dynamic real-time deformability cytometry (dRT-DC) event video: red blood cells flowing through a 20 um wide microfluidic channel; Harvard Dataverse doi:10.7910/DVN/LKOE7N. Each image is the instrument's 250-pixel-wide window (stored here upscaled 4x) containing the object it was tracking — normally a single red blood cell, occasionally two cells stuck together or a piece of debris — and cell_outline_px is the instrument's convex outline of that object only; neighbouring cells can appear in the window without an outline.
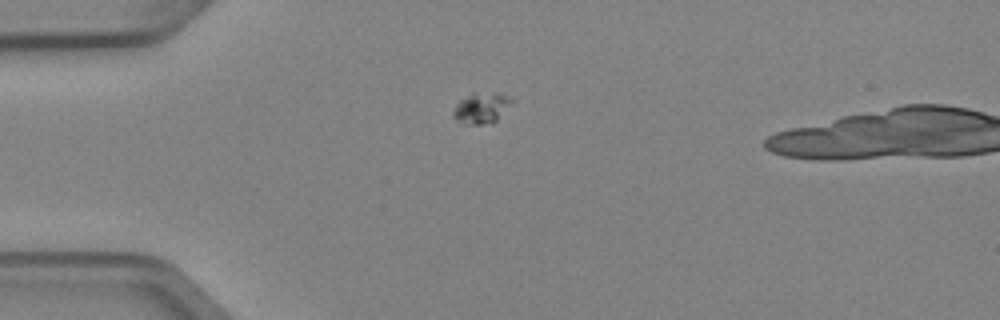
{"species": "Egyptian fruit bat (a non-hibernating species)", "species_latin": "Rousettus aegyptiacus", "temperature_condition": "cold", "stored_images_in_passage": 4, "camera_frame_rate_fps": 3000, "um_per_image_px": 0.085, "animal": {"sex": "female"}, "frame": {"image": 1, "passage_image": 4, "time_ms": 1.0, "image_size_px": [1000, 320], "cell_outline_px": [[516, 100], [492, 124], [464, 124], [452, 116], [452, 112], [456, 104], [460, 100], [472, 92], [500, 92]], "centroid_in_image_um": [40.95, 9.15], "position_along_channel_um": 44.0, "area_um2": 10.81}}